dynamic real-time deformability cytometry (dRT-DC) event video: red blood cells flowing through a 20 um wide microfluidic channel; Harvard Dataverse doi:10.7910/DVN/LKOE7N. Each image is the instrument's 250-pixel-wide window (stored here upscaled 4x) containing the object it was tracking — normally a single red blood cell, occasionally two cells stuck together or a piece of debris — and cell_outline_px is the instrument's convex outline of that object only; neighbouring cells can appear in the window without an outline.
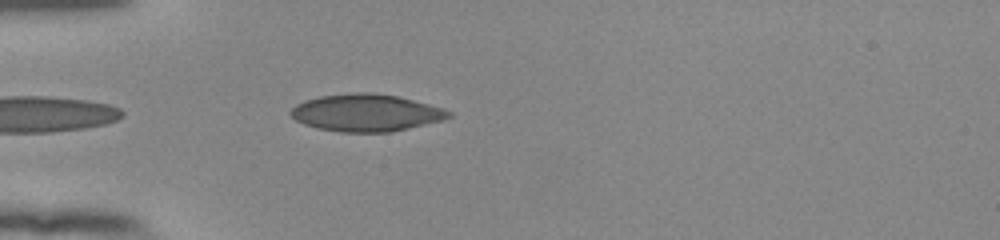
{"species": "human", "species_latin": "Homo sapiens", "temperature_condition": "room temperature", "stored_images_in_passage": 10, "camera_frame_rate_fps": 3000, "um_per_image_px": 0.085, "donor": {"sex": "female"}, "frame": {"image": 1, "passage_image": 2, "time_ms": 0.333, "image_size_px": [1000, 240], "cell_outline_px": [[452, 116], [444, 120], [392, 132], [340, 132], [316, 128], [304, 124], [296, 120], [288, 112], [296, 104], [304, 100], [320, 96], [356, 92], [364, 92], [400, 96], [444, 108], [452, 112]], "centroid_in_image_um": [31.14, 9.59], "position_along_channel_um": 53.9, "area_um2": 34.51}}